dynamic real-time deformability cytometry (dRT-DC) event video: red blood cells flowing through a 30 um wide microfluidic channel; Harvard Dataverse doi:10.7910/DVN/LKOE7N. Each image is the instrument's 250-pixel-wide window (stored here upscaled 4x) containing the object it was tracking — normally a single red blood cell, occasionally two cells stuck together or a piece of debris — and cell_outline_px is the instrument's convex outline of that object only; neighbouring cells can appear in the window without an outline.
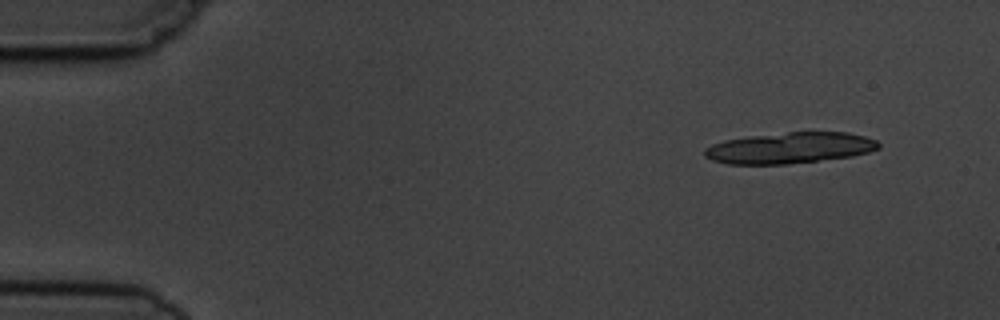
{"species": "common noctule bat (a hibernating species)", "species_latin": "Nyctalus noctula", "temperature_condition": "cold", "stored_images_in_passage": 4, "camera_frame_rate_fps": 3000, "um_per_image_px": 0.085, "animal": {"sex": "male", "body_mass_g": 19.5, "forearm_length_mm": 54.6}, "frame": {"image": 1, "passage_image": 1, "time_ms": 0.0, "image_size_px": [1000, 320], "cell_outline_px": [[880, 148], [868, 152], [852, 156], [788, 164], [728, 164], [712, 160], [704, 156], [704, 148], [712, 144], [724, 140], [752, 136], [788, 132], [848, 132], [864, 136], [876, 140], [880, 144]], "centroid_in_image_um": [67.13, 12.57], "position_along_channel_um": 17.9, "area_um2": 31.44}}